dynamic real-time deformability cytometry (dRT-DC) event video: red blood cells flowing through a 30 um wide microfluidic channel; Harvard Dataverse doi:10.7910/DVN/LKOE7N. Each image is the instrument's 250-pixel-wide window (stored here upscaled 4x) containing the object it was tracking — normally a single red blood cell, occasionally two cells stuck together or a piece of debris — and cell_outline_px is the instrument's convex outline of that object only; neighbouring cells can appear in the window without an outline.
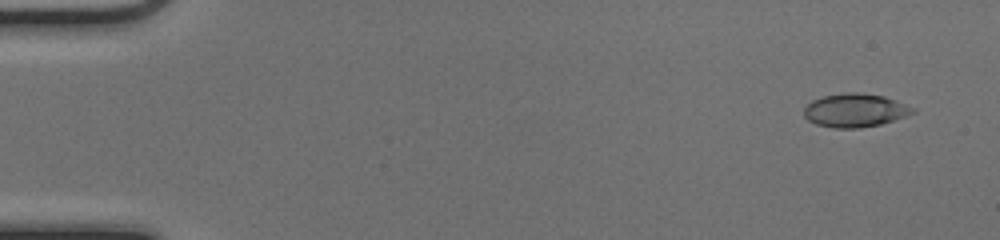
{"species": "common noctule bat (a hibernating species)", "species_latin": "Nyctalus noctula", "temperature_condition": "cold", "stored_images_in_passage": 51, "camera_frame_rate_fps": 3000, "um_per_image_px": 0.085, "animal": {"sex": "female", "body_mass_g": 17.0, "forearm_length_mm": 48.0}, "frame": {"image": 1, "passage_image": 3, "time_ms": 0.667, "image_size_px": [1000, 240], "cell_outline_px": [[916, 112], [880, 124], [860, 128], [832, 128], [816, 124], [808, 120], [804, 116], [804, 108], [812, 100], [824, 96], [844, 92], [860, 92], [884, 96], [896, 100], [916, 108]], "centroid_in_image_um": [72.67, 9.37], "position_along_channel_um": 12.3, "area_um2": 21.27}}
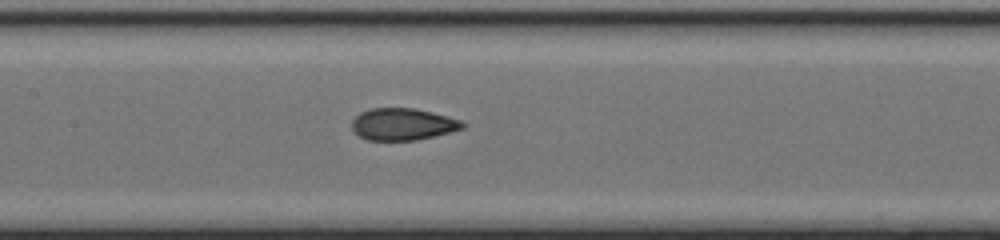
{"frame": {"image": 2, "passage_image": 25, "time_ms": 8.0, "image_size_px": [1000, 240], "cell_outline_px": [[468, 124], [464, 128], [416, 140], [368, 140], [360, 136], [352, 128], [352, 120], [360, 112], [368, 108], [416, 108], [448, 116], [460, 120]], "centroid_in_image_um": [34.24, 10.54], "position_along_channel_um": 173.2, "area_um2": 20.58}}
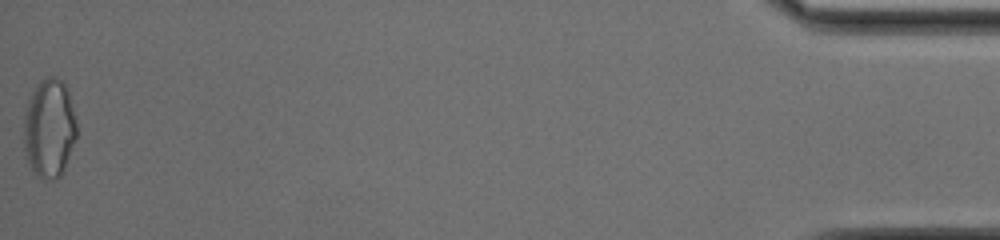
{"frame": {"image": 3, "passage_image": 51, "time_ms": 16.667, "image_size_px": [1000, 240], "cell_outline_px": [[76, 136], [64, 168], [60, 176], [36, 176], [24, 156], [24, 112], [28, 100], [36, 84], [40, 80], [48, 76], [56, 76], [68, 88], [76, 124]], "centroid_in_image_um": [4.16, 10.84], "position_along_channel_um": 431.0, "area_um2": 30.17}, "authors_computed_cell_mechanics": {"area_um2": 21.097, "velocity_mm_per_s": 4.1024, "shape_relaxation_time_tau1_ms": null, "shape_relaxation_time_tau2_ms": 0.8977, "deformation_change_tau1": null, "deformation_change_tau2": 0.0647}}